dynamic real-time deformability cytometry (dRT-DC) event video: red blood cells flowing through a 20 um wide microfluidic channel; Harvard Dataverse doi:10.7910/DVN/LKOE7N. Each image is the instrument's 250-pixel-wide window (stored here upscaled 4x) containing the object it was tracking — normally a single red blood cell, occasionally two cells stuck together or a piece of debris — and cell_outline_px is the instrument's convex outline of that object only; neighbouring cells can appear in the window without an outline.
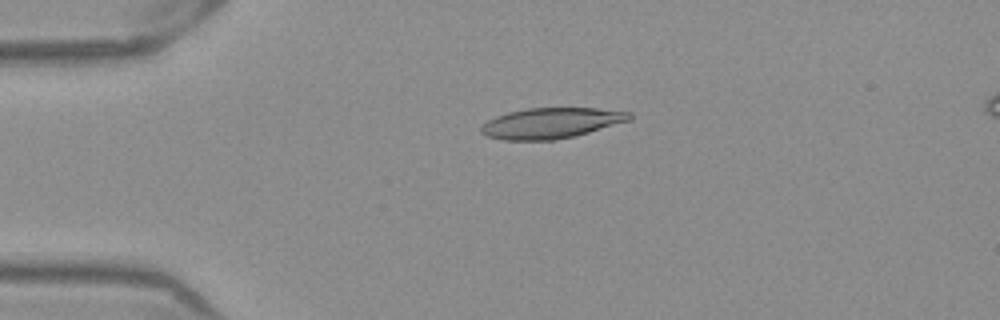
{"species": "Egyptian fruit bat (a non-hibernating species)", "species_latin": "Rousettus aegyptiacus", "temperature_condition": "warm", "stored_images_in_passage": 52, "camera_frame_rate_fps": 3000, "um_per_image_px": 0.085, "frame": {"image": 1, "passage_image": 12, "time_ms": 3.667, "image_size_px": [1000, 320], "cell_outline_px": [[632, 120], [588, 132], [556, 140], [504, 140], [488, 136], [480, 132], [480, 128], [488, 120], [496, 116], [508, 112], [528, 108], [596, 108], [632, 112]], "centroid_in_image_um": [46.86, 10.46], "position_along_channel_um": 38.1, "area_um2": 26.36}}
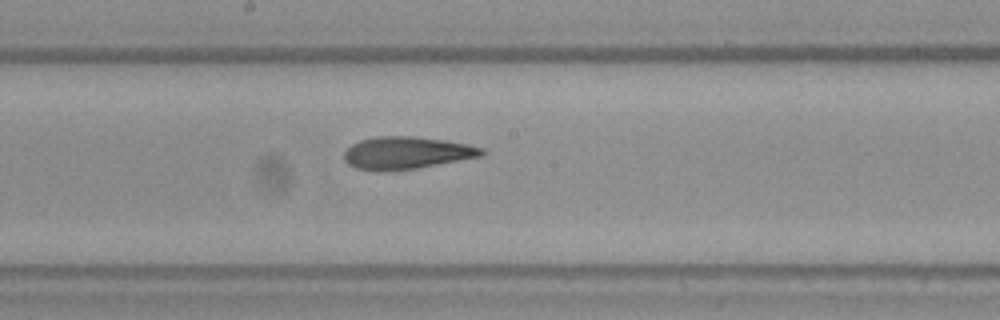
{"frame": {"image": 2, "passage_image": 28, "time_ms": 9.0, "image_size_px": [1000, 320], "cell_outline_px": [[484, 156], [396, 172], [376, 172], [356, 168], [348, 164], [344, 160], [344, 152], [352, 144], [360, 140], [376, 136], [416, 136], [444, 140], [468, 144], [484, 148]], "centroid_in_image_um": [34.55, 13.01], "position_along_channel_um": 213.6, "area_um2": 26.53}}
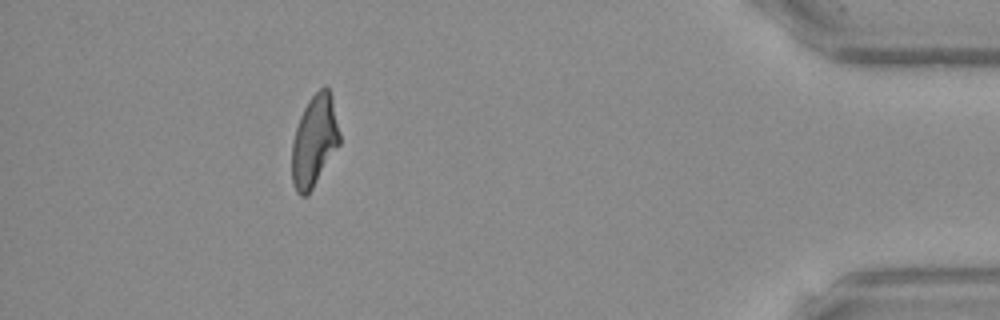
{"frame": {"image": 3, "passage_image": 47, "time_ms": 15.333, "image_size_px": [1000, 320], "cell_outline_px": [[340, 144], [308, 196], [300, 196], [296, 192], [292, 180], [292, 140], [300, 116], [308, 100], [324, 84], [328, 88], [332, 96], [340, 132]], "centroid_in_image_um": [26.72, 11.98], "position_along_channel_um": 408.5, "area_um2": 25.61}, "authors_computed_cell_mechanics": {"area_um2": 26.1545, "velocity_mm_per_s": 3.9174, "shape_relaxation_time_tau1_ms": null, "shape_relaxation_time_tau2_ms": 2.4307, "deformation_change_tau1": null, "deformation_change_tau2": 0.1169}}